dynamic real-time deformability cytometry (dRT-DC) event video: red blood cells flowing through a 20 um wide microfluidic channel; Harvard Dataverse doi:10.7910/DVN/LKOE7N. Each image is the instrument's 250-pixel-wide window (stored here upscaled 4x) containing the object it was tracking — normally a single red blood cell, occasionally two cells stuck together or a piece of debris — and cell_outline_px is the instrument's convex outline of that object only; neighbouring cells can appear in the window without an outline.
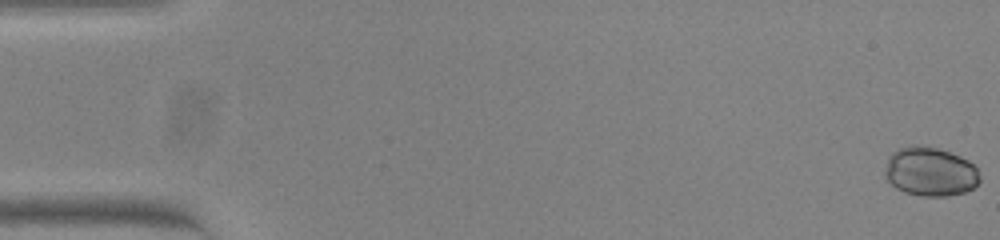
{"species": "common noctule bat (a hibernating species)", "species_latin": "Nyctalus noctula", "temperature_condition": "warm", "stored_images_in_passage": 48, "camera_frame_rate_fps": 3000, "um_per_image_px": 0.085, "animal": {"sex": "female", "body_mass_g": 23.0, "forearm_length_mm": 53.4}, "frame": {"image": 1, "passage_image": 1, "time_ms": 0.0, "image_size_px": [1000, 240], "cell_outline_px": [[980, 180], [972, 188], [964, 192], [944, 196], [920, 196], [904, 192], [896, 188], [884, 176], [884, 172], [888, 156], [892, 152], [900, 148], [912, 144], [924, 144], [960, 156], [968, 160], [976, 168], [980, 176]], "centroid_in_image_um": [79.03, 14.57], "position_along_channel_um": 6.0, "area_um2": 27.22}}
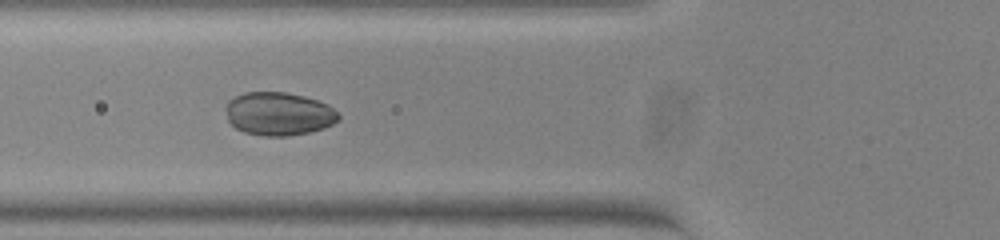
{"frame": {"image": 2, "passage_image": 21, "time_ms": 6.667, "image_size_px": [1000, 240], "cell_outline_px": [[340, 120], [324, 128], [308, 132], [288, 136], [264, 136], [244, 132], [236, 128], [228, 120], [224, 108], [228, 100], [244, 92], [284, 92], [304, 96], [328, 104], [340, 116]], "centroid_in_image_um": [23.67, 9.67], "position_along_channel_um": 102.1, "area_um2": 28.5}}
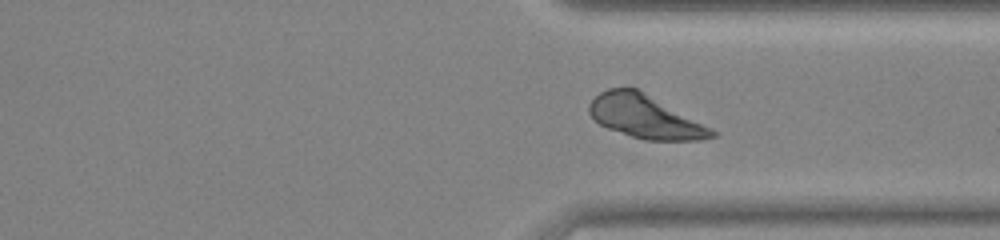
{"frame": {"image": 3, "passage_image": 41, "time_ms": 13.333, "image_size_px": [1000, 240], "cell_outline_px": [[716, 136], [700, 140], [644, 140], [608, 128], [600, 124], [588, 112], [588, 104], [600, 92], [608, 88], [636, 88], [712, 128], [716, 132]], "centroid_in_image_um": [54.83, 9.92], "position_along_channel_um": 356.6, "area_um2": 30.4}}